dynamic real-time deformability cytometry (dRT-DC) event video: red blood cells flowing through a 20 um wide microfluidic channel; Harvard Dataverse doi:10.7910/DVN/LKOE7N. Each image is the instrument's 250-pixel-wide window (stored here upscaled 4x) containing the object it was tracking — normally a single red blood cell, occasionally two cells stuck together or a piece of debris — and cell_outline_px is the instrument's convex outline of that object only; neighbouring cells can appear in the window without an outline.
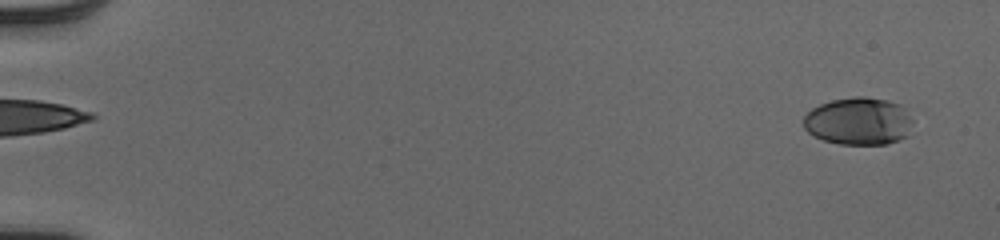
{"species": "human", "species_latin": "Homo sapiens", "temperature_condition": "cold", "stored_images_in_passage": 53, "camera_frame_rate_fps": 3000, "um_per_image_px": 0.085, "donor": {"sex": "male"}, "frame": {"image": 1, "passage_image": 3, "time_ms": 0.667, "image_size_px": [1000, 240], "cell_outline_px": [[912, 120], [908, 136], [900, 140], [888, 144], [840, 144], [824, 140], [812, 136], [804, 128], [804, 116], [812, 108], [820, 104], [832, 100], [856, 96], [864, 96], [888, 100], [900, 104], [904, 108]], "centroid_in_image_um": [72.98, 10.3], "position_along_channel_um": 12.0, "area_um2": 30.46}}
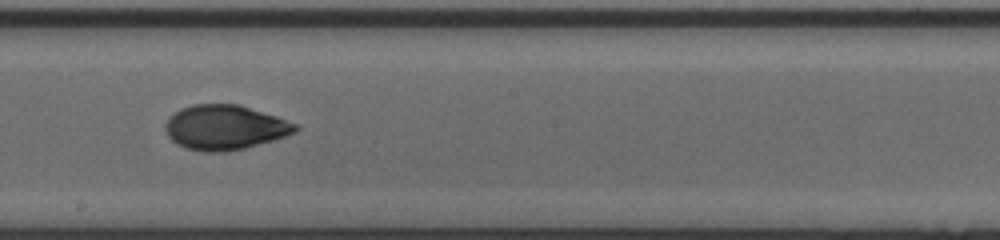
{"frame": {"image": 2, "passage_image": 32, "time_ms": 10.333, "image_size_px": [1000, 240], "cell_outline_px": [[300, 128], [296, 132], [272, 140], [244, 148], [228, 152], [208, 152], [184, 148], [176, 144], [168, 136], [164, 128], [164, 124], [168, 116], [180, 108], [192, 104], [240, 104], [300, 124]], "centroid_in_image_um": [19.09, 10.82], "position_along_channel_um": 229.1, "area_um2": 34.28}}
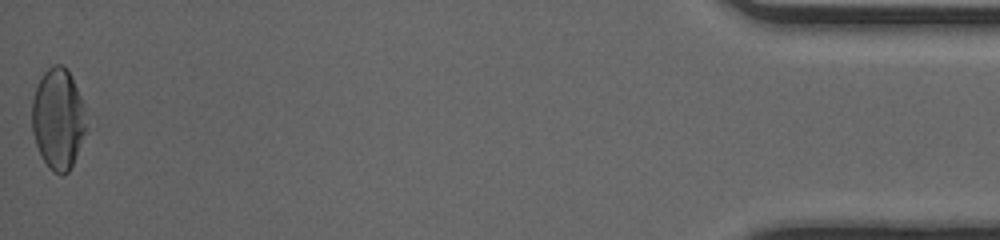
{"frame": {"image": 3, "passage_image": 53, "time_ms": 17.333, "image_size_px": [1000, 240], "cell_outline_px": [[96, 116], [68, 172], [64, 176], [60, 176], [52, 172], [48, 168], [36, 144], [32, 132], [32, 100], [36, 88], [44, 72], [52, 64], [60, 64], [68, 68]], "centroid_in_image_um": [5.1, 10.07], "position_along_channel_um": 430.1, "area_um2": 34.33}, "authors_computed_cell_mechanics": {"area_um2": 32.079, "velocity_mm_per_s": 4.0619, "shape_relaxation_time_tau1_ms": 6.0384, "shape_relaxation_time_tau2_ms": 1.878, "deformation_change_tau1": 0.2079, "deformation_change_tau2": 0.0416}}